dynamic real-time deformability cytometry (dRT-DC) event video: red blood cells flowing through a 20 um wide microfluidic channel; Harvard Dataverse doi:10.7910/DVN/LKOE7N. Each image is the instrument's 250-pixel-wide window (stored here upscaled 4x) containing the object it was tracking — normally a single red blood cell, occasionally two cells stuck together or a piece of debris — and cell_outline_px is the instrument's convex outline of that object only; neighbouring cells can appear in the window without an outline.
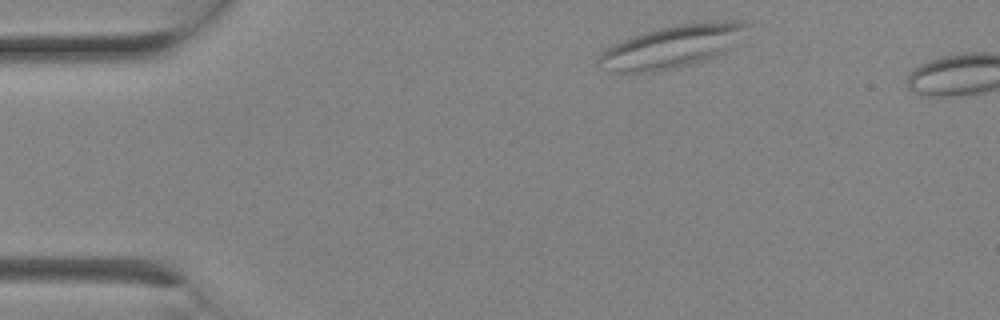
{"species": "Egyptian fruit bat (a non-hibernating species)", "species_latin": "Rousettus aegyptiacus", "temperature_condition": "room temperature", "stored_images_in_passage": 3, "camera_frame_rate_fps": 3000, "um_per_image_px": 0.085, "animal": {"sex": "female"}, "frame": {"image": 1, "passage_image": 1, "time_ms": 0.0, "image_size_px": [1000, 320], "cell_outline_px": [[748, 24], [728, 48], [712, 56], [688, 64], [672, 68], [652, 72], [620, 72], [596, 60], [596, 56], [600, 52], [620, 40], [644, 32], [676, 24], [724, 20], [740, 20]], "centroid_in_image_um": [57.05, 3.92], "position_along_channel_um": 27.9, "area_um2": 35.32}}